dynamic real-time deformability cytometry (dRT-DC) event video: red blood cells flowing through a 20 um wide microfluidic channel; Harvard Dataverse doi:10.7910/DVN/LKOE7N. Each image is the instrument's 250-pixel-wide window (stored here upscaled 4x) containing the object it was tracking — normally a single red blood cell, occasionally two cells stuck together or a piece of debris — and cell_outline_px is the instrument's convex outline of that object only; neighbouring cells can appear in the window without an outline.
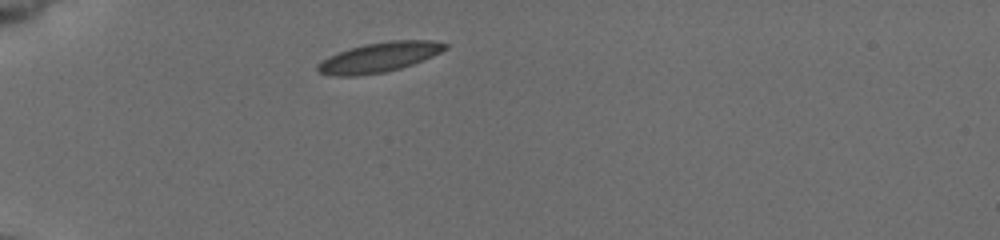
{"species": "common noctule bat (a hibernating species)", "species_latin": "Nyctalus noctula", "temperature_condition": "cold", "stored_images_in_passage": 25, "camera_frame_rate_fps": 3000, "um_per_image_px": 0.085, "animal": {"sex": "female", "body_mass_g": 19.5, "forearm_length_mm": 54.1}, "frame": {"image": 1, "passage_image": 1, "time_ms": 0.0, "image_size_px": [1000, 240], "cell_outline_px": [[448, 48], [432, 56], [412, 64], [400, 68], [384, 72], [356, 76], [332, 76], [320, 72], [316, 68], [316, 64], [328, 56], [364, 44], [388, 40], [432, 40], [448, 44]], "centroid_in_image_um": [32.22, 4.86], "position_along_channel_um": 52.8, "area_um2": 22.02}}
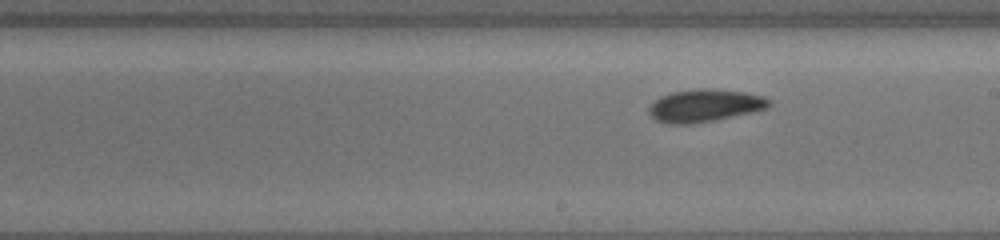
{"frame": {"image": 2, "passage_image": 11, "time_ms": 3.333, "image_size_px": [1000, 240], "cell_outline_px": [[772, 104], [768, 108], [752, 112], [712, 120], [688, 124], [668, 124], [656, 120], [648, 112], [648, 108], [660, 96], [672, 92], [696, 88], [704, 88], [744, 92], [764, 96], [772, 100]], "centroid_in_image_um": [59.92, 8.96], "position_along_channel_um": 229.1, "area_um2": 22.72}}
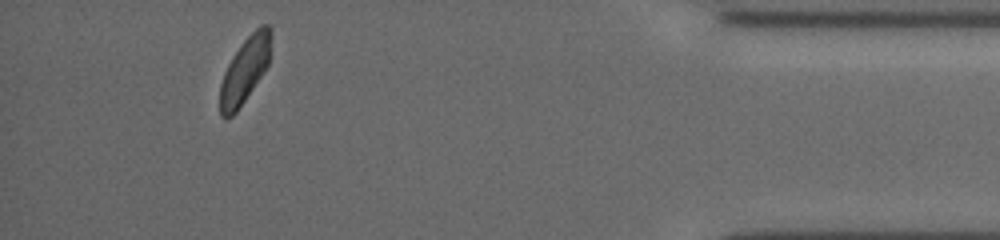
{"frame": {"image": 3, "passage_image": 22, "time_ms": 7.0, "image_size_px": [1000, 240], "cell_outline_px": [[272, 36], [268, 64], [264, 72], [236, 112], [232, 116], [224, 120], [220, 116], [220, 84], [224, 72], [232, 56], [240, 44], [260, 24], [268, 24], [272, 28]], "centroid_in_image_um": [20.81, 5.94], "position_along_channel_um": 414.4, "area_um2": 19.65}}